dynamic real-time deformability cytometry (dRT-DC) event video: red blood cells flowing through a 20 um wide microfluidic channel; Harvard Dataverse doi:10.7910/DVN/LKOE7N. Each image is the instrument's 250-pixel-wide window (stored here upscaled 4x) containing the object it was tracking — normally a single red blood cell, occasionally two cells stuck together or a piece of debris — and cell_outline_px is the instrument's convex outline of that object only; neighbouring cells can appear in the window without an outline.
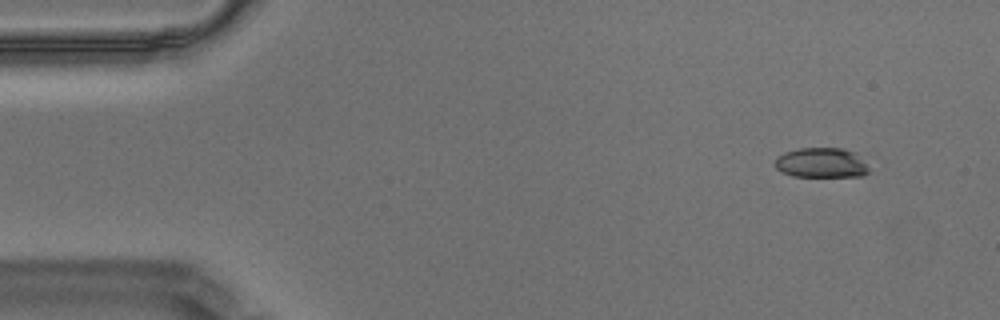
{"species": "Egyptian fruit bat (a non-hibernating species)", "species_latin": "Rousettus aegyptiacus", "temperature_condition": "warm", "stored_images_in_passage": 52, "camera_frame_rate_fps": 3000, "um_per_image_px": 0.085, "animal": {"sex": "male"}, "frame": {"image": 1, "passage_image": 2, "time_ms": 0.333, "image_size_px": [1000, 320], "cell_outline_px": [[872, 172], [864, 176], [792, 176], [780, 172], [772, 164], [776, 156], [784, 152], [800, 148], [840, 148], [856, 152]], "centroid_in_image_um": [69.79, 13.84], "position_along_channel_um": 15.2, "area_um2": 16.7}}
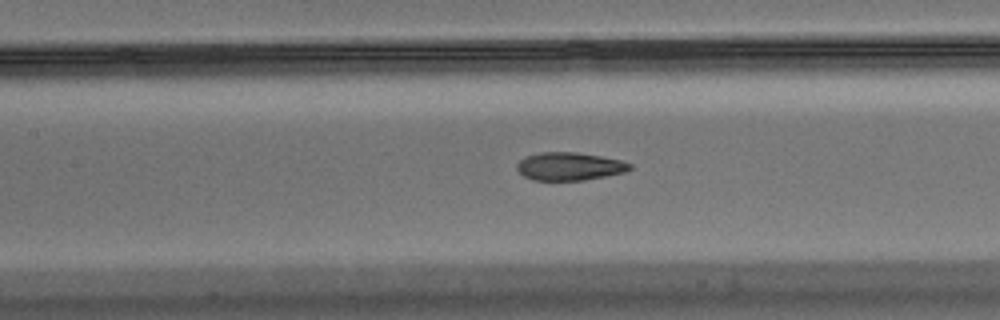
{"frame": {"image": 2, "passage_image": 23, "time_ms": 7.333, "image_size_px": [1000, 320], "cell_outline_px": [[632, 168], [624, 172], [584, 180], [532, 180], [524, 176], [516, 168], [516, 164], [524, 156], [540, 152], [576, 152], [600, 156], [620, 160], [632, 164]], "centroid_in_image_um": [48.37, 14.13], "position_along_channel_um": 159.0, "area_um2": 18.38}}
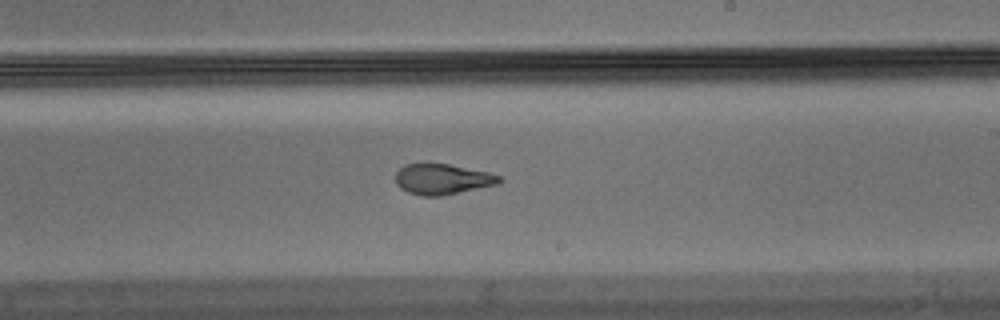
{"frame": {"image": 3, "passage_image": 31, "time_ms": 10.0, "image_size_px": [1000, 320], "cell_outline_px": [[504, 180], [496, 184], [440, 196], [420, 196], [408, 192], [400, 188], [396, 184], [396, 172], [404, 164], [428, 160], [488, 172], [500, 176]], "centroid_in_image_um": [37.53, 15.18], "position_along_channel_um": 251.5, "area_um2": 18.9}}